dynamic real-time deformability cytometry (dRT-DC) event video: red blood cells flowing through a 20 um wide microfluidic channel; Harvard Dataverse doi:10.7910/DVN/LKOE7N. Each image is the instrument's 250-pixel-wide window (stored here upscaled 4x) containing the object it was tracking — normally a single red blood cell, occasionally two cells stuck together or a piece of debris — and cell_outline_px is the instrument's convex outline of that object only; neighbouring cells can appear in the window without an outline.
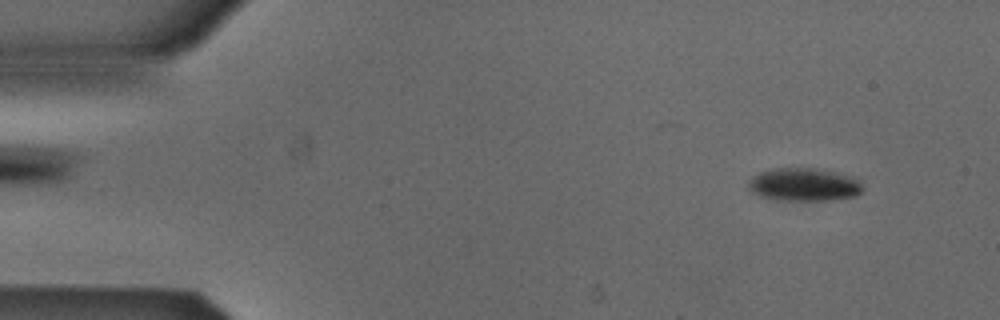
{"species": "Egyptian fruit bat (a non-hibernating species)", "species_latin": "Rousettus aegyptiacus", "temperature_condition": "cold", "stored_images_in_passage": 3, "camera_frame_rate_fps": 3000, "um_per_image_px": 0.085, "animal": {"sex": "male"}, "frame": {"image": 1, "passage_image": 1, "time_ms": 0.0, "image_size_px": [1000, 320], "cell_outline_px": [[864, 192], [856, 196], [832, 200], [776, 200], [760, 196], [752, 192], [748, 188], [748, 180], [752, 176], [760, 172], [772, 168], [824, 168], [860, 176], [864, 188]], "centroid_in_image_um": [68.45, 15.67], "position_along_channel_um": 16.5, "area_um2": 23.0}}
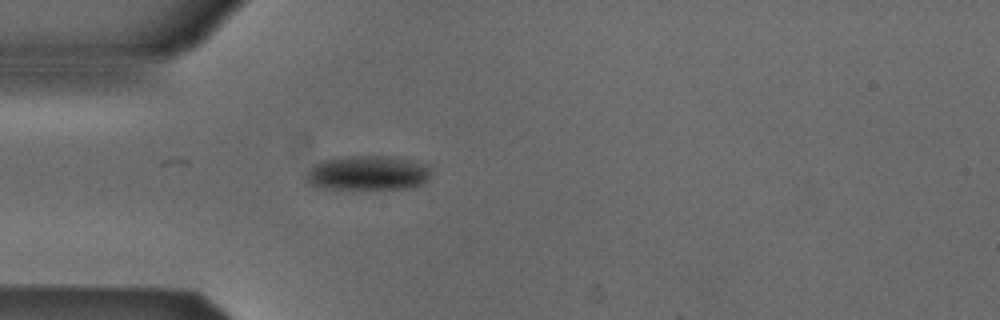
{"frame": {"image": 2, "passage_image": 3, "time_ms": 0.667, "image_size_px": [1000, 320], "cell_outline_px": [[428, 180], [420, 184], [408, 188], [324, 188], [308, 184], [304, 180], [304, 172], [312, 164], [324, 160], [352, 156], [388, 156], [412, 160], [428, 164]], "centroid_in_image_um": [31.18, 14.69], "position_along_channel_um": 53.8, "area_um2": 25.09}}